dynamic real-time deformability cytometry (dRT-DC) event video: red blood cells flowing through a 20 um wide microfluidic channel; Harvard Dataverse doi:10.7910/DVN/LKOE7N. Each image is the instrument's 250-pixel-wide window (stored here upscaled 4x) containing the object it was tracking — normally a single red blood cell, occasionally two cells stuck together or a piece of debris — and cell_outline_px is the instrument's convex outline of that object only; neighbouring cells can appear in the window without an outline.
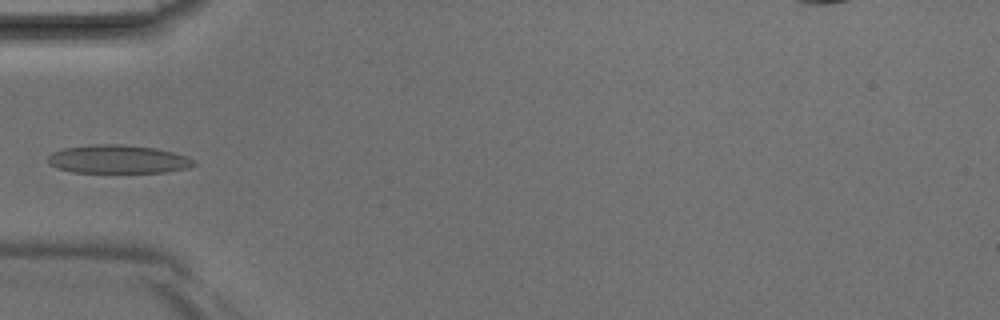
{"species": "Egyptian fruit bat (a non-hibernating species)", "species_latin": "Rousettus aegyptiacus", "temperature_condition": "room temperature", "stored_images_in_passage": 4, "camera_frame_rate_fps": 3000, "um_per_image_px": 0.085, "animal": {"sex": "male"}, "frame": {"image": 1, "passage_image": 4, "time_ms": 1.0, "image_size_px": [1000, 320], "cell_outline_px": [[196, 164], [188, 168], [164, 172], [72, 172], [56, 168], [48, 164], [48, 156], [52, 152], [64, 148], [92, 144], [124, 144], [156, 148], [188, 156], [196, 160]], "centroid_in_image_um": [10.03, 13.53], "position_along_channel_um": 75.0, "area_um2": 24.33}}